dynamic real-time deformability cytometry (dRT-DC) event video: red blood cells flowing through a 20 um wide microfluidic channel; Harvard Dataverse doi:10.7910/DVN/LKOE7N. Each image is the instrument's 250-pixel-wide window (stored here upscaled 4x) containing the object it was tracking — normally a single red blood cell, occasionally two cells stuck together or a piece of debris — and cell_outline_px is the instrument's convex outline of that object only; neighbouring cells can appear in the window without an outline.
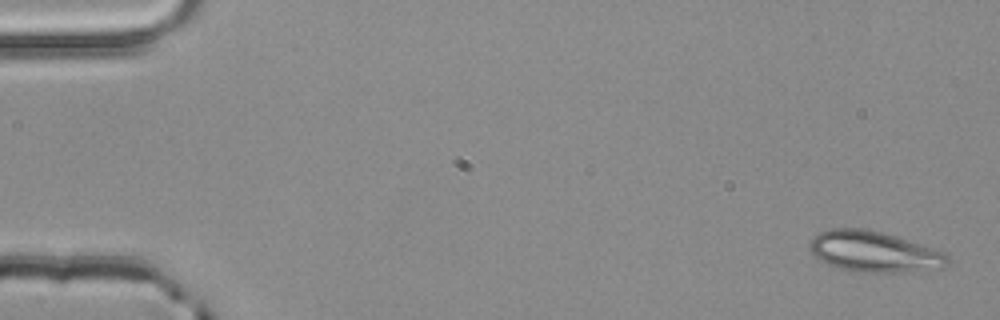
{"species": "common noctule bat (a hibernating species)", "species_latin": "Nyctalus noctula", "temperature_condition": "room temperature", "stored_images_in_passage": 5, "camera_frame_rate_fps": 3000, "um_per_image_px": 0.085, "animal": {"sex": "male", "body_mass_g": 20.4}, "frame": {"image": 1, "passage_image": 1, "time_ms": 0.0, "image_size_px": [1000, 320], "cell_outline_px": [[948, 264], [944, 268], [912, 272], [848, 272], [836, 268], [820, 260], [812, 252], [812, 236], [820, 232], [832, 228], [864, 228], [896, 236], [944, 252], [948, 256]], "centroid_in_image_um": [74.32, 21.41], "position_along_channel_um": 10.7, "area_um2": 32.83}}